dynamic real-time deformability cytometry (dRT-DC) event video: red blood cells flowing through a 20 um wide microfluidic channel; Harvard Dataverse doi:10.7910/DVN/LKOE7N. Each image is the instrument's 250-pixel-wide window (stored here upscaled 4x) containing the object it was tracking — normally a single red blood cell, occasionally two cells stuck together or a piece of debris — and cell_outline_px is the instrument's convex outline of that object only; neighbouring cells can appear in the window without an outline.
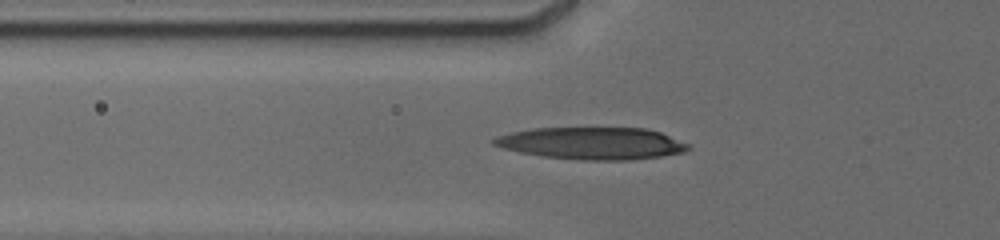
{"species": "human", "species_latin": "Homo sapiens", "temperature_condition": "cold", "stored_images_in_passage": 6, "camera_frame_rate_fps": 3000, "um_per_image_px": 0.085, "donor": {"sex": "male"}, "frame": {"image": 1, "passage_image": 2, "time_ms": 0.333, "image_size_px": [1000, 240], "cell_outline_px": [[692, 144], [684, 152], [660, 156], [628, 160], [580, 160], [544, 156], [520, 152], [504, 148], [492, 144], [492, 140], [496, 136], [512, 132], [532, 128], [644, 128], [660, 132]], "centroid_in_image_um": [50.34, 12.18], "position_along_channel_um": 75.5, "area_um2": 36.3}}